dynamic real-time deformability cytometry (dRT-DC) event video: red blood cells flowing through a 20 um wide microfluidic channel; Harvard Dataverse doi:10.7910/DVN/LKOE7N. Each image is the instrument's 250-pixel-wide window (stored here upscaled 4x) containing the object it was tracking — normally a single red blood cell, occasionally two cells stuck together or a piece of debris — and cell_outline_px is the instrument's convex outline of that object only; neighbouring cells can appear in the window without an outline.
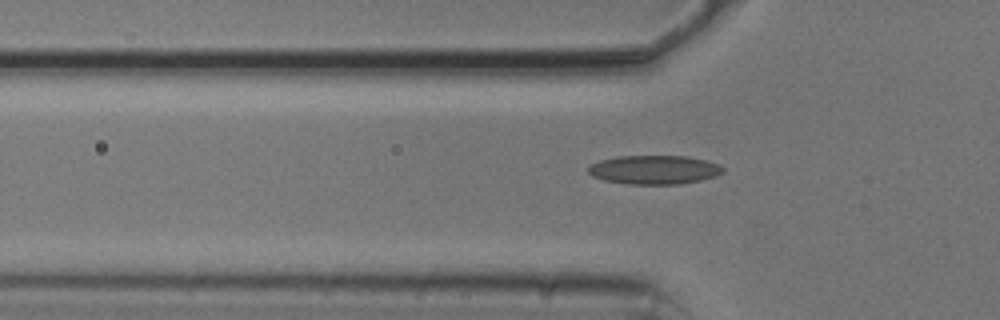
{"species": "common noctule bat (a hibernating species)", "species_latin": "Nyctalus noctula", "temperature_condition": "cold", "stored_images_in_passage": 2, "camera_frame_rate_fps": 3000, "um_per_image_px": 0.085, "animal": {"sex": "male", "body_mass_g": 20.5, "forearm_length_mm": 52.5}, "frame": {"image": 1, "passage_image": 2, "time_ms": 0.333, "image_size_px": [1000, 320], "cell_outline_px": [[724, 172], [716, 176], [700, 180], [680, 184], [628, 184], [604, 180], [592, 176], [588, 172], [588, 164], [600, 160], [616, 156], [688, 156], [708, 160], [720, 164], [724, 168]], "centroid_in_image_um": [55.62, 14.42], "position_along_channel_um": 70.2, "area_um2": 22.95}}